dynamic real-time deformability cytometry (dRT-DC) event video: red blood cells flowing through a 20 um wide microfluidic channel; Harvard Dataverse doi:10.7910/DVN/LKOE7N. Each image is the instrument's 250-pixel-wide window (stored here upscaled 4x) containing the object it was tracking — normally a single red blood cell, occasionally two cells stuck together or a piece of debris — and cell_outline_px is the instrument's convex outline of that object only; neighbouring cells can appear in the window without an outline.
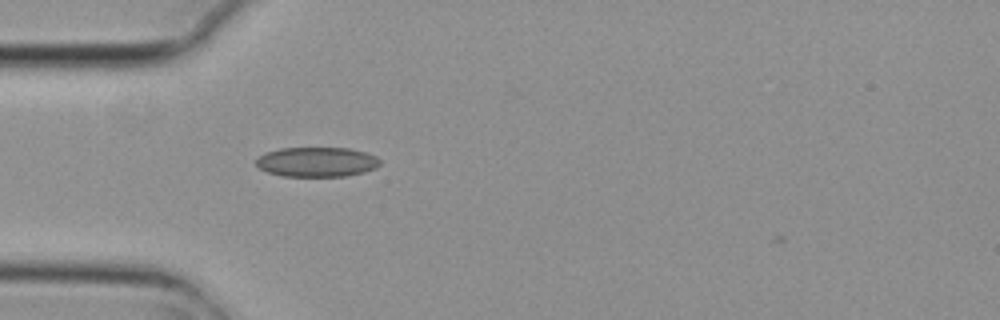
{"species": "common noctule bat (a hibernating species)", "species_latin": "Nyctalus noctula", "temperature_condition": "cold", "stored_images_in_passage": 1, "camera_frame_rate_fps": 3000, "um_per_image_px": 0.085, "animal": {"sex": "female", "body_mass_g": 29.2, "forearm_length_mm": 56.3}, "frame": {"image": 1, "passage_image": 1, "time_ms": 0.0, "image_size_px": [1000, 320], "cell_outline_px": [[380, 164], [376, 168], [364, 172], [344, 176], [280, 176], [268, 172], [260, 168], [256, 164], [256, 160], [264, 152], [280, 148], [348, 148], [364, 152], [376, 156], [380, 160]], "centroid_in_image_um": [26.92, 13.76], "position_along_channel_um": 58.1, "area_um2": 21.44}}